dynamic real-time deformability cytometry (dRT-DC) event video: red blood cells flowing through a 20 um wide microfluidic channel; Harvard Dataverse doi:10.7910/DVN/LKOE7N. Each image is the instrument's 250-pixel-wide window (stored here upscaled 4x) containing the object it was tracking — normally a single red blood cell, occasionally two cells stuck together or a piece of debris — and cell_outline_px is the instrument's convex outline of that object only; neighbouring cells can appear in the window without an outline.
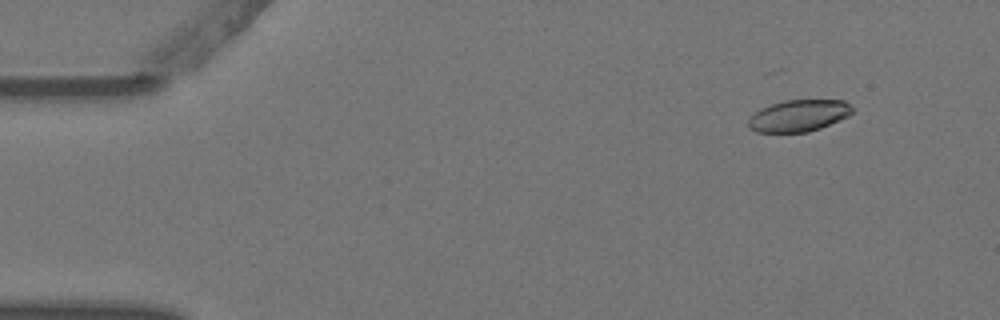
{"species": "Egyptian fruit bat (a non-hibernating species)", "species_latin": "Rousettus aegyptiacus", "temperature_condition": "warm", "stored_images_in_passage": 4, "camera_frame_rate_fps": 3000, "um_per_image_px": 0.085, "animal": {"sex": "female"}, "frame": {"image": 1, "passage_image": 2, "time_ms": 0.333, "image_size_px": [1000, 320], "cell_outline_px": [[852, 112], [848, 116], [820, 128], [808, 132], [756, 132], [748, 124], [748, 120], [760, 108], [784, 100], [844, 100], [852, 108]], "centroid_in_image_um": [67.89, 9.83], "position_along_channel_um": 17.1, "area_um2": 18.96}}